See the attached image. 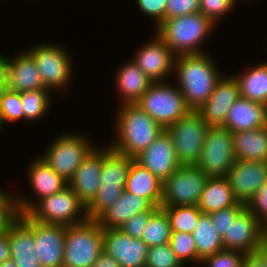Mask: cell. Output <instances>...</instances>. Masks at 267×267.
Returning <instances> with one entry per match:
<instances>
[{"mask_svg": "<svg viewBox=\"0 0 267 267\" xmlns=\"http://www.w3.org/2000/svg\"><path fill=\"white\" fill-rule=\"evenodd\" d=\"M212 60L208 53L179 55L175 58L177 86L191 110L197 111L210 98L222 77Z\"/></svg>", "mask_w": 267, "mask_h": 267, "instance_id": "6da1fadb", "label": "cell"}, {"mask_svg": "<svg viewBox=\"0 0 267 267\" xmlns=\"http://www.w3.org/2000/svg\"><path fill=\"white\" fill-rule=\"evenodd\" d=\"M120 106L115 119L117 138L109 147L134 159L154 142L164 128L136 103Z\"/></svg>", "mask_w": 267, "mask_h": 267, "instance_id": "7a4b0ae2", "label": "cell"}, {"mask_svg": "<svg viewBox=\"0 0 267 267\" xmlns=\"http://www.w3.org/2000/svg\"><path fill=\"white\" fill-rule=\"evenodd\" d=\"M17 198L21 212L38 222L70 226L88 220L86 205L69 186L38 203L24 197Z\"/></svg>", "mask_w": 267, "mask_h": 267, "instance_id": "3957f363", "label": "cell"}, {"mask_svg": "<svg viewBox=\"0 0 267 267\" xmlns=\"http://www.w3.org/2000/svg\"><path fill=\"white\" fill-rule=\"evenodd\" d=\"M215 24L199 13L164 20L155 33L170 47L176 56L202 54L204 39L210 36Z\"/></svg>", "mask_w": 267, "mask_h": 267, "instance_id": "277c9868", "label": "cell"}, {"mask_svg": "<svg viewBox=\"0 0 267 267\" xmlns=\"http://www.w3.org/2000/svg\"><path fill=\"white\" fill-rule=\"evenodd\" d=\"M133 160L109 146L103 148L99 191L87 206L88 219L97 220L125 191V183Z\"/></svg>", "mask_w": 267, "mask_h": 267, "instance_id": "5b68a950", "label": "cell"}, {"mask_svg": "<svg viewBox=\"0 0 267 267\" xmlns=\"http://www.w3.org/2000/svg\"><path fill=\"white\" fill-rule=\"evenodd\" d=\"M103 252V228L97 220L66 226L63 267H91Z\"/></svg>", "mask_w": 267, "mask_h": 267, "instance_id": "8992f818", "label": "cell"}, {"mask_svg": "<svg viewBox=\"0 0 267 267\" xmlns=\"http://www.w3.org/2000/svg\"><path fill=\"white\" fill-rule=\"evenodd\" d=\"M136 104L164 129L191 111L178 86L168 82H153Z\"/></svg>", "mask_w": 267, "mask_h": 267, "instance_id": "52a82bcc", "label": "cell"}, {"mask_svg": "<svg viewBox=\"0 0 267 267\" xmlns=\"http://www.w3.org/2000/svg\"><path fill=\"white\" fill-rule=\"evenodd\" d=\"M93 143L76 133L58 135L40 156L66 182H69L83 160L94 149Z\"/></svg>", "mask_w": 267, "mask_h": 267, "instance_id": "ba28073f", "label": "cell"}, {"mask_svg": "<svg viewBox=\"0 0 267 267\" xmlns=\"http://www.w3.org/2000/svg\"><path fill=\"white\" fill-rule=\"evenodd\" d=\"M209 127L197 111L191 110L166 128L172 138L176 158L181 165L197 164Z\"/></svg>", "mask_w": 267, "mask_h": 267, "instance_id": "9c48e42d", "label": "cell"}, {"mask_svg": "<svg viewBox=\"0 0 267 267\" xmlns=\"http://www.w3.org/2000/svg\"><path fill=\"white\" fill-rule=\"evenodd\" d=\"M235 161L232 132L222 126H210L196 166L208 177H226Z\"/></svg>", "mask_w": 267, "mask_h": 267, "instance_id": "30bf717a", "label": "cell"}, {"mask_svg": "<svg viewBox=\"0 0 267 267\" xmlns=\"http://www.w3.org/2000/svg\"><path fill=\"white\" fill-rule=\"evenodd\" d=\"M208 178L196 165H181L163 182L161 206L197 205Z\"/></svg>", "mask_w": 267, "mask_h": 267, "instance_id": "8fae6325", "label": "cell"}, {"mask_svg": "<svg viewBox=\"0 0 267 267\" xmlns=\"http://www.w3.org/2000/svg\"><path fill=\"white\" fill-rule=\"evenodd\" d=\"M63 48L56 42H48L28 50L36 62L44 86L49 90L62 89L63 92L71 80L72 61Z\"/></svg>", "mask_w": 267, "mask_h": 267, "instance_id": "7c38bea8", "label": "cell"}, {"mask_svg": "<svg viewBox=\"0 0 267 267\" xmlns=\"http://www.w3.org/2000/svg\"><path fill=\"white\" fill-rule=\"evenodd\" d=\"M20 218L33 230L34 250L41 267H63L66 226L38 222L27 213Z\"/></svg>", "mask_w": 267, "mask_h": 267, "instance_id": "4fadbf2b", "label": "cell"}, {"mask_svg": "<svg viewBox=\"0 0 267 267\" xmlns=\"http://www.w3.org/2000/svg\"><path fill=\"white\" fill-rule=\"evenodd\" d=\"M154 34L151 41L144 43L135 52L132 60L153 82H167V76L174 71L176 55L156 33Z\"/></svg>", "mask_w": 267, "mask_h": 267, "instance_id": "5bb4252c", "label": "cell"}, {"mask_svg": "<svg viewBox=\"0 0 267 267\" xmlns=\"http://www.w3.org/2000/svg\"><path fill=\"white\" fill-rule=\"evenodd\" d=\"M222 243L225 250L248 253L260 249L265 245L263 224L245 207L230 222Z\"/></svg>", "mask_w": 267, "mask_h": 267, "instance_id": "9a60e30c", "label": "cell"}, {"mask_svg": "<svg viewBox=\"0 0 267 267\" xmlns=\"http://www.w3.org/2000/svg\"><path fill=\"white\" fill-rule=\"evenodd\" d=\"M149 247L121 228H103V252L118 261L119 267H145Z\"/></svg>", "mask_w": 267, "mask_h": 267, "instance_id": "2e32d148", "label": "cell"}, {"mask_svg": "<svg viewBox=\"0 0 267 267\" xmlns=\"http://www.w3.org/2000/svg\"><path fill=\"white\" fill-rule=\"evenodd\" d=\"M226 178L235 198L246 205L267 181V162L236 160Z\"/></svg>", "mask_w": 267, "mask_h": 267, "instance_id": "e0dca14e", "label": "cell"}, {"mask_svg": "<svg viewBox=\"0 0 267 267\" xmlns=\"http://www.w3.org/2000/svg\"><path fill=\"white\" fill-rule=\"evenodd\" d=\"M134 160L162 182L181 166L175 155L172 138L166 129Z\"/></svg>", "mask_w": 267, "mask_h": 267, "instance_id": "ac0fdd59", "label": "cell"}, {"mask_svg": "<svg viewBox=\"0 0 267 267\" xmlns=\"http://www.w3.org/2000/svg\"><path fill=\"white\" fill-rule=\"evenodd\" d=\"M240 97L239 85L234 76L221 77L210 98L197 110L209 126H223L232 104Z\"/></svg>", "mask_w": 267, "mask_h": 267, "instance_id": "d6986e66", "label": "cell"}, {"mask_svg": "<svg viewBox=\"0 0 267 267\" xmlns=\"http://www.w3.org/2000/svg\"><path fill=\"white\" fill-rule=\"evenodd\" d=\"M97 146L83 160L80 167L74 173L68 186L86 205L93 201L99 191L101 170L103 165V147Z\"/></svg>", "mask_w": 267, "mask_h": 267, "instance_id": "ffe728a7", "label": "cell"}, {"mask_svg": "<svg viewBox=\"0 0 267 267\" xmlns=\"http://www.w3.org/2000/svg\"><path fill=\"white\" fill-rule=\"evenodd\" d=\"M6 88L15 92L47 89L32 55L26 50L14 58L6 56Z\"/></svg>", "mask_w": 267, "mask_h": 267, "instance_id": "44dd1931", "label": "cell"}, {"mask_svg": "<svg viewBox=\"0 0 267 267\" xmlns=\"http://www.w3.org/2000/svg\"><path fill=\"white\" fill-rule=\"evenodd\" d=\"M267 126V105L239 97L229 109L222 127L240 132Z\"/></svg>", "mask_w": 267, "mask_h": 267, "instance_id": "7402d4cb", "label": "cell"}, {"mask_svg": "<svg viewBox=\"0 0 267 267\" xmlns=\"http://www.w3.org/2000/svg\"><path fill=\"white\" fill-rule=\"evenodd\" d=\"M153 205L144 197L124 191L117 201L105 211L97 222L102 228H120L132 216L149 211Z\"/></svg>", "mask_w": 267, "mask_h": 267, "instance_id": "603a6c76", "label": "cell"}, {"mask_svg": "<svg viewBox=\"0 0 267 267\" xmlns=\"http://www.w3.org/2000/svg\"><path fill=\"white\" fill-rule=\"evenodd\" d=\"M115 83L121 95V105L137 103L153 81L131 59L118 69Z\"/></svg>", "mask_w": 267, "mask_h": 267, "instance_id": "cb8c5ba5", "label": "cell"}, {"mask_svg": "<svg viewBox=\"0 0 267 267\" xmlns=\"http://www.w3.org/2000/svg\"><path fill=\"white\" fill-rule=\"evenodd\" d=\"M163 182L135 160L125 183V191L146 198L153 206L161 207Z\"/></svg>", "mask_w": 267, "mask_h": 267, "instance_id": "d4e9b609", "label": "cell"}, {"mask_svg": "<svg viewBox=\"0 0 267 267\" xmlns=\"http://www.w3.org/2000/svg\"><path fill=\"white\" fill-rule=\"evenodd\" d=\"M236 160L267 162V126L232 133Z\"/></svg>", "mask_w": 267, "mask_h": 267, "instance_id": "484cf974", "label": "cell"}, {"mask_svg": "<svg viewBox=\"0 0 267 267\" xmlns=\"http://www.w3.org/2000/svg\"><path fill=\"white\" fill-rule=\"evenodd\" d=\"M29 165L27 178L38 201L56 194L68 186V182L56 174L41 157H37Z\"/></svg>", "mask_w": 267, "mask_h": 267, "instance_id": "4316f807", "label": "cell"}, {"mask_svg": "<svg viewBox=\"0 0 267 267\" xmlns=\"http://www.w3.org/2000/svg\"><path fill=\"white\" fill-rule=\"evenodd\" d=\"M238 202L226 177H209L197 206L203 214H211Z\"/></svg>", "mask_w": 267, "mask_h": 267, "instance_id": "83f0119b", "label": "cell"}, {"mask_svg": "<svg viewBox=\"0 0 267 267\" xmlns=\"http://www.w3.org/2000/svg\"><path fill=\"white\" fill-rule=\"evenodd\" d=\"M234 77L239 85L240 97L267 105V61Z\"/></svg>", "mask_w": 267, "mask_h": 267, "instance_id": "f1b7e54d", "label": "cell"}, {"mask_svg": "<svg viewBox=\"0 0 267 267\" xmlns=\"http://www.w3.org/2000/svg\"><path fill=\"white\" fill-rule=\"evenodd\" d=\"M192 234L200 261L224 249L222 237L215 230L209 214L199 216Z\"/></svg>", "mask_w": 267, "mask_h": 267, "instance_id": "f546056e", "label": "cell"}, {"mask_svg": "<svg viewBox=\"0 0 267 267\" xmlns=\"http://www.w3.org/2000/svg\"><path fill=\"white\" fill-rule=\"evenodd\" d=\"M171 227L166 212L160 207L150 217L144 228L142 239L148 247L170 242Z\"/></svg>", "mask_w": 267, "mask_h": 267, "instance_id": "4dcf8cb0", "label": "cell"}, {"mask_svg": "<svg viewBox=\"0 0 267 267\" xmlns=\"http://www.w3.org/2000/svg\"><path fill=\"white\" fill-rule=\"evenodd\" d=\"M166 212L172 232L193 233L202 211L197 205L161 206Z\"/></svg>", "mask_w": 267, "mask_h": 267, "instance_id": "1f68e13d", "label": "cell"}, {"mask_svg": "<svg viewBox=\"0 0 267 267\" xmlns=\"http://www.w3.org/2000/svg\"><path fill=\"white\" fill-rule=\"evenodd\" d=\"M11 257L34 256L33 230L20 218L9 231Z\"/></svg>", "mask_w": 267, "mask_h": 267, "instance_id": "d6a6232c", "label": "cell"}, {"mask_svg": "<svg viewBox=\"0 0 267 267\" xmlns=\"http://www.w3.org/2000/svg\"><path fill=\"white\" fill-rule=\"evenodd\" d=\"M50 90L41 89L21 92L24 120L35 121L41 119L50 109Z\"/></svg>", "mask_w": 267, "mask_h": 267, "instance_id": "836d02e7", "label": "cell"}, {"mask_svg": "<svg viewBox=\"0 0 267 267\" xmlns=\"http://www.w3.org/2000/svg\"><path fill=\"white\" fill-rule=\"evenodd\" d=\"M169 244L182 265L187 262L201 265L192 233L172 232Z\"/></svg>", "mask_w": 267, "mask_h": 267, "instance_id": "e575fe53", "label": "cell"}, {"mask_svg": "<svg viewBox=\"0 0 267 267\" xmlns=\"http://www.w3.org/2000/svg\"><path fill=\"white\" fill-rule=\"evenodd\" d=\"M0 107L4 117V122H15L24 119L21 94L5 88L0 93Z\"/></svg>", "mask_w": 267, "mask_h": 267, "instance_id": "d590c367", "label": "cell"}, {"mask_svg": "<svg viewBox=\"0 0 267 267\" xmlns=\"http://www.w3.org/2000/svg\"><path fill=\"white\" fill-rule=\"evenodd\" d=\"M169 243L149 247L145 267H182Z\"/></svg>", "mask_w": 267, "mask_h": 267, "instance_id": "8d00e7d4", "label": "cell"}, {"mask_svg": "<svg viewBox=\"0 0 267 267\" xmlns=\"http://www.w3.org/2000/svg\"><path fill=\"white\" fill-rule=\"evenodd\" d=\"M21 215L18 198L7 194L0 201V234L8 233Z\"/></svg>", "mask_w": 267, "mask_h": 267, "instance_id": "74e56055", "label": "cell"}, {"mask_svg": "<svg viewBox=\"0 0 267 267\" xmlns=\"http://www.w3.org/2000/svg\"><path fill=\"white\" fill-rule=\"evenodd\" d=\"M244 252L237 250H221L201 261L208 267H243Z\"/></svg>", "mask_w": 267, "mask_h": 267, "instance_id": "f35d334b", "label": "cell"}, {"mask_svg": "<svg viewBox=\"0 0 267 267\" xmlns=\"http://www.w3.org/2000/svg\"><path fill=\"white\" fill-rule=\"evenodd\" d=\"M235 4V0H200V13L217 25L219 18L229 14Z\"/></svg>", "mask_w": 267, "mask_h": 267, "instance_id": "ab89813d", "label": "cell"}, {"mask_svg": "<svg viewBox=\"0 0 267 267\" xmlns=\"http://www.w3.org/2000/svg\"><path fill=\"white\" fill-rule=\"evenodd\" d=\"M246 207L244 203L238 202L232 207H227L222 210L213 212L210 215L215 230L222 237L228 232L230 222Z\"/></svg>", "mask_w": 267, "mask_h": 267, "instance_id": "60d3db41", "label": "cell"}, {"mask_svg": "<svg viewBox=\"0 0 267 267\" xmlns=\"http://www.w3.org/2000/svg\"><path fill=\"white\" fill-rule=\"evenodd\" d=\"M159 207L153 206L149 211L138 213L126 221L120 228L132 238L142 239L143 231L151 215Z\"/></svg>", "mask_w": 267, "mask_h": 267, "instance_id": "b9f144b4", "label": "cell"}, {"mask_svg": "<svg viewBox=\"0 0 267 267\" xmlns=\"http://www.w3.org/2000/svg\"><path fill=\"white\" fill-rule=\"evenodd\" d=\"M200 12V0H167L165 20Z\"/></svg>", "mask_w": 267, "mask_h": 267, "instance_id": "7bdbcfd3", "label": "cell"}, {"mask_svg": "<svg viewBox=\"0 0 267 267\" xmlns=\"http://www.w3.org/2000/svg\"><path fill=\"white\" fill-rule=\"evenodd\" d=\"M246 208L264 225L267 222V181L246 204Z\"/></svg>", "mask_w": 267, "mask_h": 267, "instance_id": "ee69618b", "label": "cell"}, {"mask_svg": "<svg viewBox=\"0 0 267 267\" xmlns=\"http://www.w3.org/2000/svg\"><path fill=\"white\" fill-rule=\"evenodd\" d=\"M139 10L154 19L156 28L165 20L167 0H136Z\"/></svg>", "mask_w": 267, "mask_h": 267, "instance_id": "f6af8a7d", "label": "cell"}, {"mask_svg": "<svg viewBox=\"0 0 267 267\" xmlns=\"http://www.w3.org/2000/svg\"><path fill=\"white\" fill-rule=\"evenodd\" d=\"M243 267H267V245L245 253Z\"/></svg>", "mask_w": 267, "mask_h": 267, "instance_id": "bcb514c9", "label": "cell"}, {"mask_svg": "<svg viewBox=\"0 0 267 267\" xmlns=\"http://www.w3.org/2000/svg\"><path fill=\"white\" fill-rule=\"evenodd\" d=\"M18 267H41L40 261L36 253L34 256L11 257Z\"/></svg>", "mask_w": 267, "mask_h": 267, "instance_id": "7dc6e473", "label": "cell"}, {"mask_svg": "<svg viewBox=\"0 0 267 267\" xmlns=\"http://www.w3.org/2000/svg\"><path fill=\"white\" fill-rule=\"evenodd\" d=\"M11 258L9 232L0 234V264Z\"/></svg>", "mask_w": 267, "mask_h": 267, "instance_id": "c3c4849f", "label": "cell"}, {"mask_svg": "<svg viewBox=\"0 0 267 267\" xmlns=\"http://www.w3.org/2000/svg\"><path fill=\"white\" fill-rule=\"evenodd\" d=\"M91 267H119V263L112 256L102 252L98 260Z\"/></svg>", "mask_w": 267, "mask_h": 267, "instance_id": "681fc988", "label": "cell"}, {"mask_svg": "<svg viewBox=\"0 0 267 267\" xmlns=\"http://www.w3.org/2000/svg\"><path fill=\"white\" fill-rule=\"evenodd\" d=\"M6 56L0 54V93L6 88Z\"/></svg>", "mask_w": 267, "mask_h": 267, "instance_id": "f907efd6", "label": "cell"}, {"mask_svg": "<svg viewBox=\"0 0 267 267\" xmlns=\"http://www.w3.org/2000/svg\"><path fill=\"white\" fill-rule=\"evenodd\" d=\"M0 267H18L17 264L13 261V259H8L0 264Z\"/></svg>", "mask_w": 267, "mask_h": 267, "instance_id": "816d5d0a", "label": "cell"}, {"mask_svg": "<svg viewBox=\"0 0 267 267\" xmlns=\"http://www.w3.org/2000/svg\"><path fill=\"white\" fill-rule=\"evenodd\" d=\"M263 234H264V241L267 245V222L263 225Z\"/></svg>", "mask_w": 267, "mask_h": 267, "instance_id": "f5cc1de1", "label": "cell"}, {"mask_svg": "<svg viewBox=\"0 0 267 267\" xmlns=\"http://www.w3.org/2000/svg\"><path fill=\"white\" fill-rule=\"evenodd\" d=\"M5 124L4 122V117H3V114H2V109L0 107V130L2 129V126Z\"/></svg>", "mask_w": 267, "mask_h": 267, "instance_id": "db71d44e", "label": "cell"}, {"mask_svg": "<svg viewBox=\"0 0 267 267\" xmlns=\"http://www.w3.org/2000/svg\"><path fill=\"white\" fill-rule=\"evenodd\" d=\"M8 194V192L6 193V191H4L3 189L0 188V201Z\"/></svg>", "mask_w": 267, "mask_h": 267, "instance_id": "11a10c76", "label": "cell"}]
</instances>
